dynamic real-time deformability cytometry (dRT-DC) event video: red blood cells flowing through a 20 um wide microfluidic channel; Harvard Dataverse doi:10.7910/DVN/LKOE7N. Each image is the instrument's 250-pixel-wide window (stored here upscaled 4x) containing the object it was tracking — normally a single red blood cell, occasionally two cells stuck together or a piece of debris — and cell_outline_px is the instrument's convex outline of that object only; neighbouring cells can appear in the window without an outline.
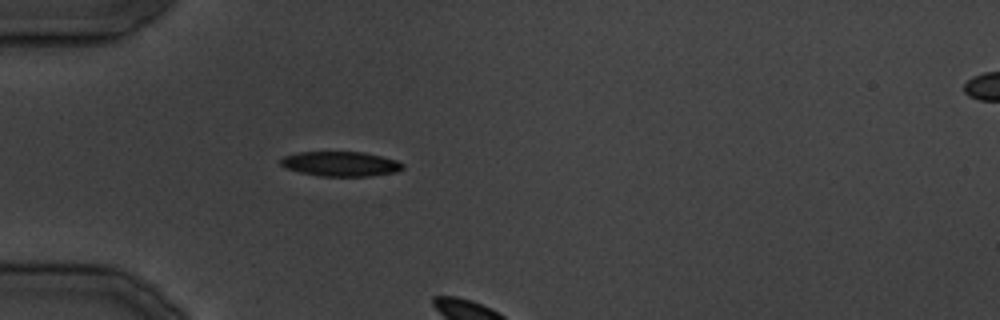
{"species": "common noctule bat (a hibernating species)", "species_latin": "Nyctalus noctula", "temperature_condition": "cold", "stored_images_in_passage": 3, "camera_frame_rate_fps": 3000, "um_per_image_px": 0.085, "animal": {"sex": "male", "body_mass_g": 19.5, "forearm_length_mm": 54.6}, "frame": {"image": 1, "passage_image": 1, "time_ms": 0.0, "image_size_px": [1000, 320], "cell_outline_px": [[404, 168], [396, 172], [368, 176], [320, 176], [300, 172], [284, 168], [280, 164], [280, 160], [284, 156], [296, 152], [364, 152], [396, 160], [404, 164]], "centroid_in_image_um": [28.93, 13.93], "position_along_channel_um": 56.1, "area_um2": 17.63}}